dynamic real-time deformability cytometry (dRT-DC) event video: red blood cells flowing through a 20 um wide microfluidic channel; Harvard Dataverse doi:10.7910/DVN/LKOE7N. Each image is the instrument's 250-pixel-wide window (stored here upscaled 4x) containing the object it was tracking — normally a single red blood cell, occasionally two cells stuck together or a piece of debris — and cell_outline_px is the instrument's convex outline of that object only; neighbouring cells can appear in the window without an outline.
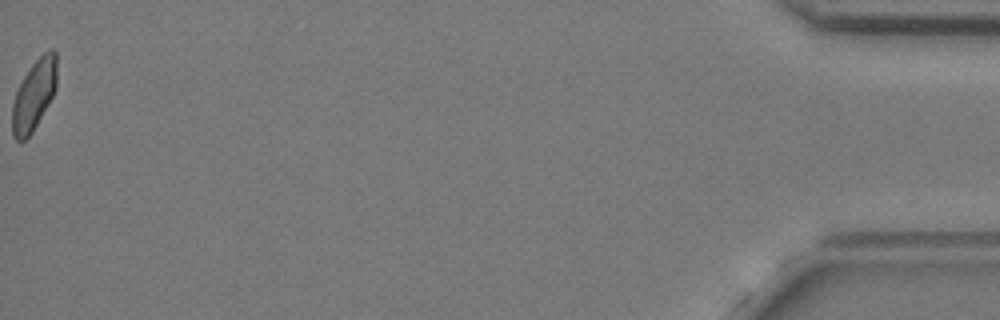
{"species": "common noctule bat (a hibernating species)", "species_latin": "Nyctalus noctula", "temperature_condition": "cold", "stored_images_in_passage": 42, "camera_frame_rate_fps": 3000, "um_per_image_px": 0.085, "animal": {"sex": "female", "body_mass_g": 24.6, "forearm_length_mm": 56.2}, "frame": {"image": 1, "passage_image": 42, "time_ms": 13.667, "image_size_px": [1000, 320], "cell_outline_px": [[56, 88], [48, 104], [32, 132], [24, 140], [16, 140], [12, 136], [12, 104], [16, 92], [24, 76], [32, 64], [48, 48], [56, 48]], "centroid_in_image_um": [2.89, 8.04], "position_along_channel_um": 432.3, "area_um2": 18.15}, "authors_computed_cell_mechanics": {"area_um2": 18.9584, "velocity_mm_per_s": 3.6275, "shape_relaxation_time_tau1_ms": null, "shape_relaxation_time_tau2_ms": 1.8953, "deformation_change_tau1": null, "deformation_change_tau2": 0.0546}}